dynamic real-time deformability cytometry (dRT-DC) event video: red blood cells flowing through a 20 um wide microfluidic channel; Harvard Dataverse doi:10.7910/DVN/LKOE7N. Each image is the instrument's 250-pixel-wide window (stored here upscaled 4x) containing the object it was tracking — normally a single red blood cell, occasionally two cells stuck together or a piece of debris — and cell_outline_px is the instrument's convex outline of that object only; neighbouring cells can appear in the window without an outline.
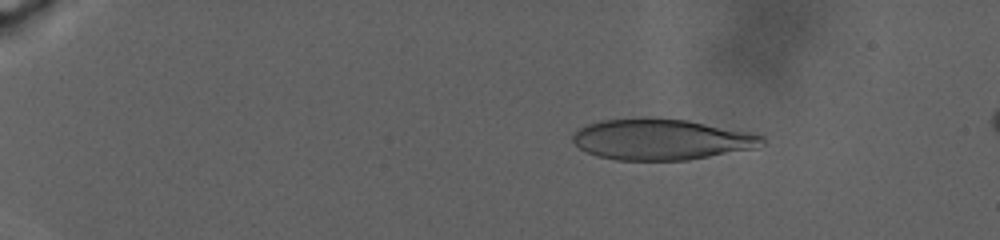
{"species": "human", "species_latin": "Homo sapiens", "temperature_condition": "warm", "stored_images_in_passage": 143, "camera_frame_rate_fps": 3000, "um_per_image_px": 0.085, "donor": {"sex": "male"}, "frame": {"image": 1, "passage_image": 46, "time_ms": 6.0, "image_size_px": [1000, 240], "cell_outline_px": [[764, 144], [756, 148], [688, 160], [616, 160], [596, 156], [580, 148], [572, 140], [572, 136], [580, 128], [588, 124], [600, 120], [640, 116], [648, 116], [688, 120], [752, 132], [764, 136]], "centroid_in_image_um": [56.23, 11.83], "position_along_channel_um": 28.8, "area_um2": 45.78}}
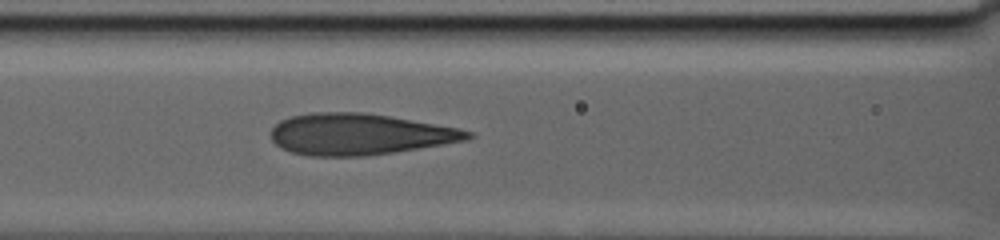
{"frame": {"image": 2, "passage_image": 109, "time_ms": 16.333, "image_size_px": [1000, 240], "cell_outline_px": [[476, 136], [468, 140], [396, 152], [364, 156], [308, 156], [292, 152], [280, 148], [272, 140], [272, 128], [280, 120], [292, 116], [308, 112], [364, 112], [460, 128], [472, 132]], "centroid_in_image_um": [30.56, 11.41], "position_along_channel_um": 136.0, "area_um2": 47.51}}
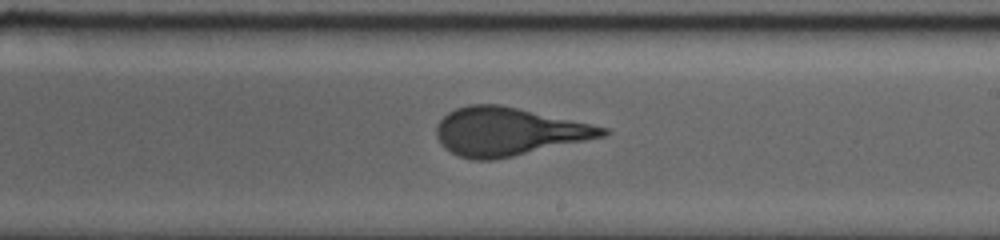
{"frame": {"image": 3, "passage_image": 141, "time_ms": 21.333, "image_size_px": [1000, 240], "cell_outline_px": [[612, 132], [604, 136], [496, 160], [472, 160], [456, 156], [444, 148], [440, 144], [436, 136], [436, 124], [448, 112], [456, 108], [468, 104], [500, 104], [592, 124], [608, 128]], "centroid_in_image_um": [43.16, 11.19], "position_along_channel_um": 245.8, "area_um2": 46.76}}